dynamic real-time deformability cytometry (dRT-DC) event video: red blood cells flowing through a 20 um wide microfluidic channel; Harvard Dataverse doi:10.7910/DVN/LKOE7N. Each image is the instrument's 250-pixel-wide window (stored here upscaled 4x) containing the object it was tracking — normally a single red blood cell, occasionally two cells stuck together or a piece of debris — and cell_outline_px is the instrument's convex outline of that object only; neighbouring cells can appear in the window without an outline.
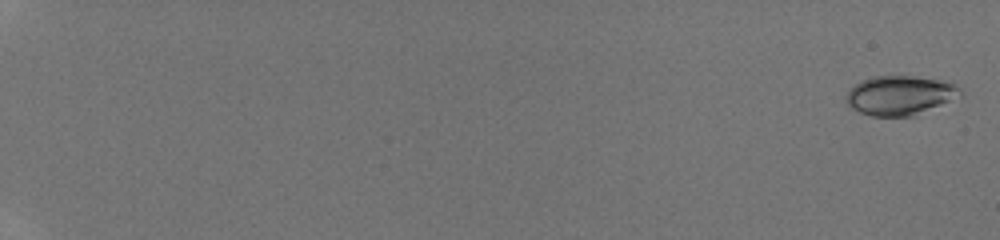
{"species": "human", "species_latin": "Homo sapiens", "temperature_condition": "room temperature", "stored_images_in_passage": 49, "camera_frame_rate_fps": 3000, "um_per_image_px": 0.085, "donor": {"sex": "male"}, "frame": {"image": 1, "passage_image": 2, "time_ms": 0.333, "image_size_px": [1000, 240], "cell_outline_px": [[964, 96], [916, 116], [872, 116], [860, 112], [852, 108], [844, 100], [844, 96], [848, 88], [860, 80], [872, 76], [916, 76], [940, 80], [952, 84], [960, 88]], "centroid_in_image_um": [76.49, 8.11], "position_along_channel_um": 8.5, "area_um2": 26.76}}
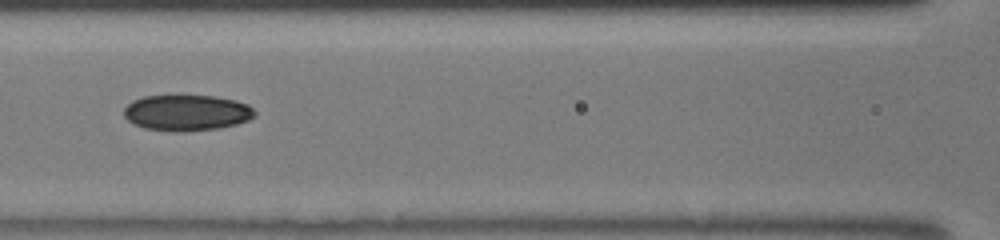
{"frame": {"image": 2, "passage_image": 27, "time_ms": 8.667, "image_size_px": [1000, 240], "cell_outline_px": [[256, 116], [248, 120], [236, 124], [220, 128], [184, 132], [172, 132], [144, 128], [128, 120], [124, 116], [124, 108], [132, 100], [144, 96], [216, 96], [236, 100], [248, 104], [256, 112]], "centroid_in_image_um": [15.89, 9.59], "position_along_channel_um": 150.7, "area_um2": 27.57}}
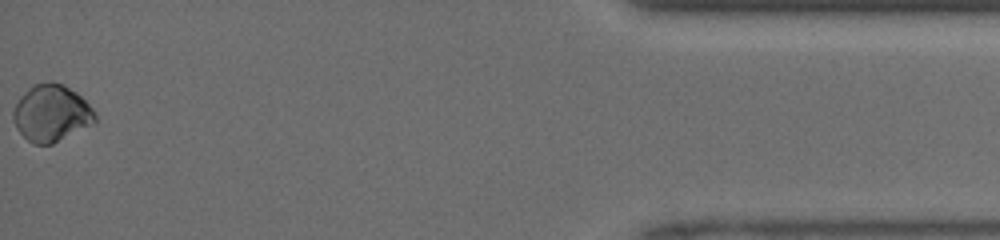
{"frame": {"image": 3, "passage_image": 49, "time_ms": 16.0, "image_size_px": [1000, 240], "cell_outline_px": [[96, 120], [52, 144], [32, 144], [16, 128], [12, 120], [12, 112], [20, 96], [32, 84], [52, 80], [64, 84], [76, 92], [96, 112]], "centroid_in_image_um": [4.31, 9.58], "position_along_channel_um": 430.9, "area_um2": 26.93}}